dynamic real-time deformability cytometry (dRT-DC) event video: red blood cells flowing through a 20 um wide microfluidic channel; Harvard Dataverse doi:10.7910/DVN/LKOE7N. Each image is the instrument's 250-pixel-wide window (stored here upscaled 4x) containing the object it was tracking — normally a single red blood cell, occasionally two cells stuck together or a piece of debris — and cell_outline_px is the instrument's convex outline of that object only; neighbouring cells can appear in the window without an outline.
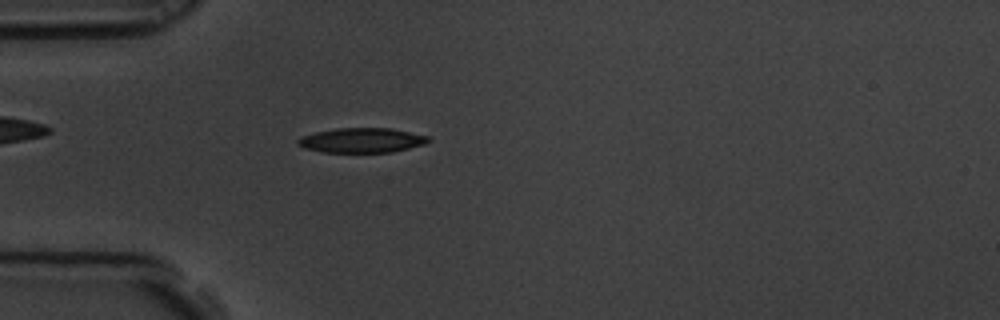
{"species": "common noctule bat (a hibernating species)", "species_latin": "Nyctalus noctula", "temperature_condition": "room temperature", "stored_images_in_passage": 58, "camera_frame_rate_fps": 3000, "um_per_image_px": 0.085, "animal": {"sex": "male", "body_mass_g": 19.5, "forearm_length_mm": 54.6}, "frame": {"image": 1, "passage_image": 17, "time_ms": 5.333, "image_size_px": [1000, 320], "cell_outline_px": [[432, 140], [424, 144], [392, 152], [324, 152], [304, 148], [296, 144], [296, 140], [300, 136], [316, 132], [336, 128], [392, 128], [428, 136]], "centroid_in_image_um": [30.72, 11.92], "position_along_channel_um": 54.3, "area_um2": 18.84}}
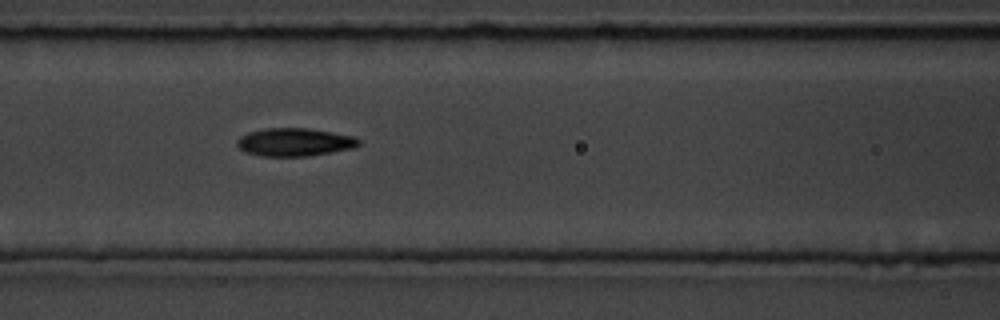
{"frame": {"image": 2, "passage_image": 25, "time_ms": 8.0, "image_size_px": [1000, 320], "cell_outline_px": [[360, 144], [352, 148], [332, 152], [308, 156], [260, 156], [244, 152], [236, 144], [236, 140], [240, 136], [248, 132], [264, 128], [308, 128], [332, 132], [352, 136], [360, 140]], "centroid_in_image_um": [24.99, 12.08], "position_along_channel_um": 141.6, "area_um2": 19.94}}
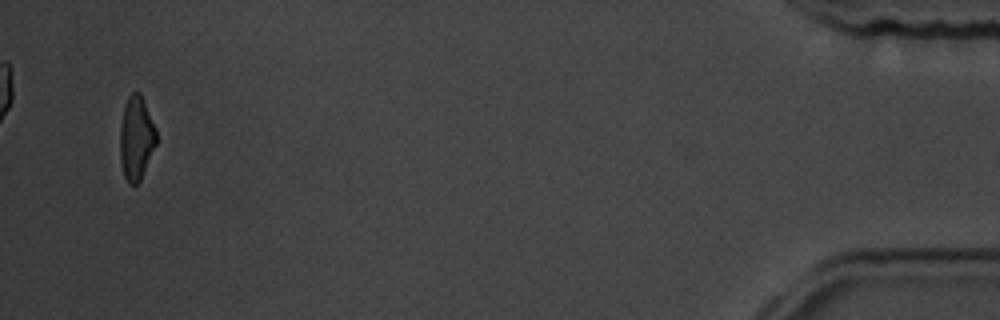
{"frame": {"image": 3, "passage_image": 56, "time_ms": 18.333, "image_size_px": [1000, 320], "cell_outline_px": [[156, 144], [140, 180], [136, 184], [128, 184], [124, 176], [120, 160], [120, 124], [124, 104], [128, 96], [132, 92], [140, 92], [144, 100], [156, 128]], "centroid_in_image_um": [11.57, 11.71], "position_along_channel_um": 423.6, "area_um2": 17.8}, "authors_computed_cell_mechanics": {"area_um2": 18.8717, "velocity_mm_per_s": 3.5431, "shape_relaxation_time_tau1_ms": 4.2956, "shape_relaxation_time_tau2_ms": 2.3534, "deformation_change_tau1": 0.1532, "deformation_change_tau2": 0.0835}}